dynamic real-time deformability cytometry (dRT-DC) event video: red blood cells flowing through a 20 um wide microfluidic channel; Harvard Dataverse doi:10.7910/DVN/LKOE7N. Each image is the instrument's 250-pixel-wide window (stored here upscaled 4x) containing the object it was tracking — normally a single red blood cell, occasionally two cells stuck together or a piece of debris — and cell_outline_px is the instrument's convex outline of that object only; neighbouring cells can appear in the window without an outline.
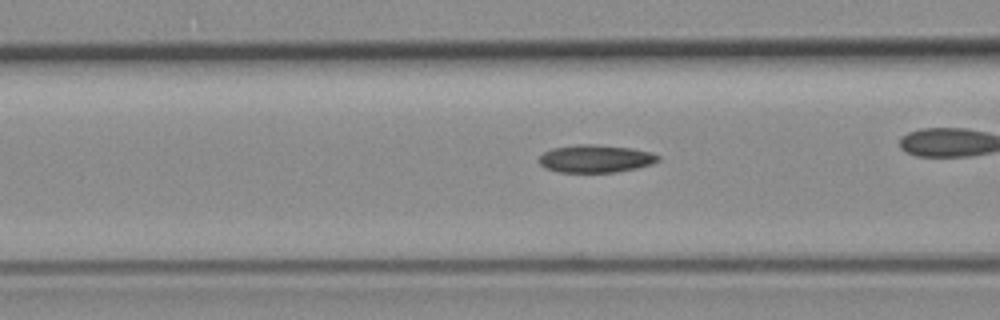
{"species": "common noctule bat (a hibernating species)", "species_latin": "Nyctalus noctula", "temperature_condition": "room temperature", "stored_images_in_passage": 39, "camera_frame_rate_fps": 3000, "um_per_image_px": 0.085, "animal": {"sex": "female", "body_mass_g": 19.3, "forearm_length_mm": 54.1}, "frame": {"image": 1, "passage_image": 17, "time_ms": 5.333, "image_size_px": [1000, 320], "cell_outline_px": [[660, 160], [652, 164], [636, 168], [616, 172], [560, 172], [544, 168], [540, 164], [540, 156], [544, 152], [552, 148], [576, 144], [596, 144], [632, 148], [652, 152], [660, 156]], "centroid_in_image_um": [50.64, 13.48], "position_along_channel_um": 116.0, "area_um2": 19.36}}